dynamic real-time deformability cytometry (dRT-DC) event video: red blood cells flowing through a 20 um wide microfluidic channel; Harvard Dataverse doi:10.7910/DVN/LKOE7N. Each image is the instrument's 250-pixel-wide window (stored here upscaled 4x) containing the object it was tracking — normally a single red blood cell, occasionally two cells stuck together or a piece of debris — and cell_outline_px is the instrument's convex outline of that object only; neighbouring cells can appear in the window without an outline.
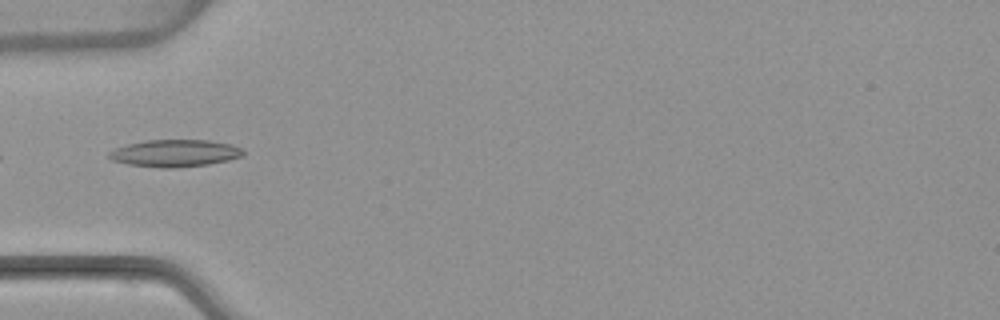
{"species": "common noctule bat (a hibernating species)", "species_latin": "Nyctalus noctula", "temperature_condition": "warm", "stored_images_in_passage": 5, "camera_frame_rate_fps": 3000, "um_per_image_px": 0.085, "animal": {"sex": "female", "body_mass_g": 22.7, "forearm_length_mm": 54.2}, "frame": {"image": 1, "passage_image": 5, "time_ms": 5.0, "image_size_px": [1000, 320], "cell_outline_px": [[244, 152], [240, 156], [228, 160], [208, 164], [172, 168], [160, 168], [128, 164], [112, 160], [108, 156], [108, 152], [116, 148], [128, 144], [144, 140], [208, 140], [232, 144], [244, 148]], "centroid_in_image_um": [14.87, 13.01], "position_along_channel_um": 70.1, "area_um2": 21.21}}